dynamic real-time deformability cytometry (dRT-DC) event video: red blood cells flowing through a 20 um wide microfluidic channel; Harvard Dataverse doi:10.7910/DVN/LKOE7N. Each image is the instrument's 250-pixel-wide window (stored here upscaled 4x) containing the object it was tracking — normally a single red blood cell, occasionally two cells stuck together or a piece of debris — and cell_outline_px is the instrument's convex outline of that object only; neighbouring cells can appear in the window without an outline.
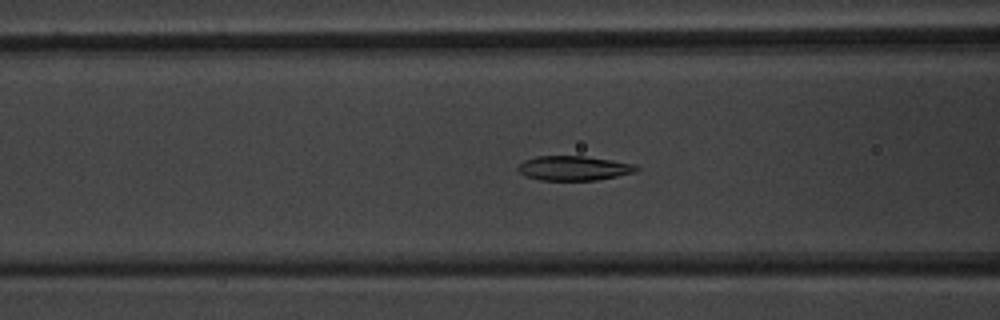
{"species": "common noctule bat (a hibernating species)", "species_latin": "Nyctalus noctula", "temperature_condition": "warm", "stored_images_in_passage": 36, "camera_frame_rate_fps": 3000, "um_per_image_px": 0.085, "animal": {"sex": "male", "body_mass_g": 20.1, "forearm_length_mm": 53.5}, "frame": {"image": 1, "passage_image": 5, "time_ms": 1.333, "image_size_px": [1000, 320], "cell_outline_px": [[640, 168], [636, 172], [596, 180], [540, 180], [524, 176], [516, 168], [524, 160], [536, 156], [584, 156], [612, 160], [636, 164]], "centroid_in_image_um": [48.77, 14.29], "position_along_channel_um": 117.8, "area_um2": 16.99}}
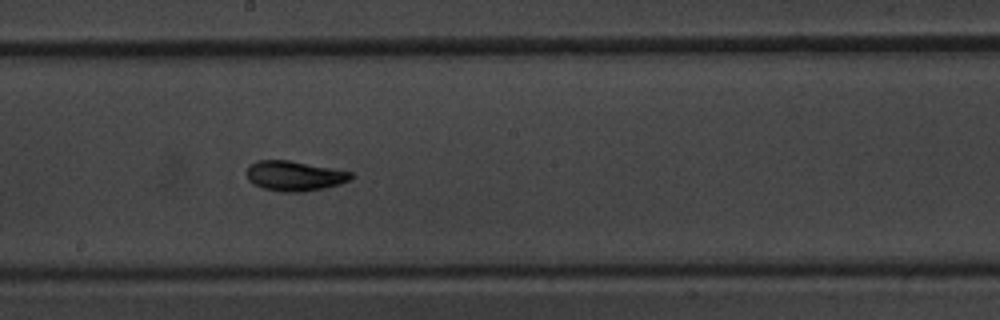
{"frame": {"image": 2, "passage_image": 13, "time_ms": 4.0, "image_size_px": [1000, 320], "cell_outline_px": [[352, 180], [340, 184], [324, 188], [304, 192], [280, 192], [264, 188], [248, 180], [248, 164], [256, 160], [288, 160], [352, 172]], "centroid_in_image_um": [25.04, 14.95], "position_along_channel_um": 223.2, "area_um2": 18.15}}
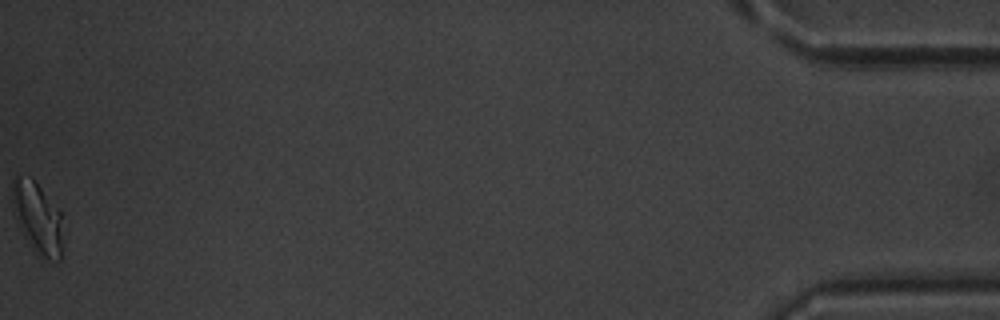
{"frame": {"image": 3, "passage_image": 36, "time_ms": 11.667, "image_size_px": [1000, 320], "cell_outline_px": [[60, 260], [44, 260], [36, 256], [24, 236], [12, 212], [12, 180], [16, 172], [32, 176], [60, 212]], "centroid_in_image_um": [3.1, 18.45], "position_along_channel_um": 432.1, "area_um2": 21.27}, "authors_computed_cell_mechanics": {"area_um2": 17.5134, "velocity_mm_per_s": 3.9434, "shape_relaxation_time_tau1_ms": 2.8834, "shape_relaxation_time_tau2_ms": 2.0174, "deformation_change_tau1": 0.1389, "deformation_change_tau2": 0.0508}}